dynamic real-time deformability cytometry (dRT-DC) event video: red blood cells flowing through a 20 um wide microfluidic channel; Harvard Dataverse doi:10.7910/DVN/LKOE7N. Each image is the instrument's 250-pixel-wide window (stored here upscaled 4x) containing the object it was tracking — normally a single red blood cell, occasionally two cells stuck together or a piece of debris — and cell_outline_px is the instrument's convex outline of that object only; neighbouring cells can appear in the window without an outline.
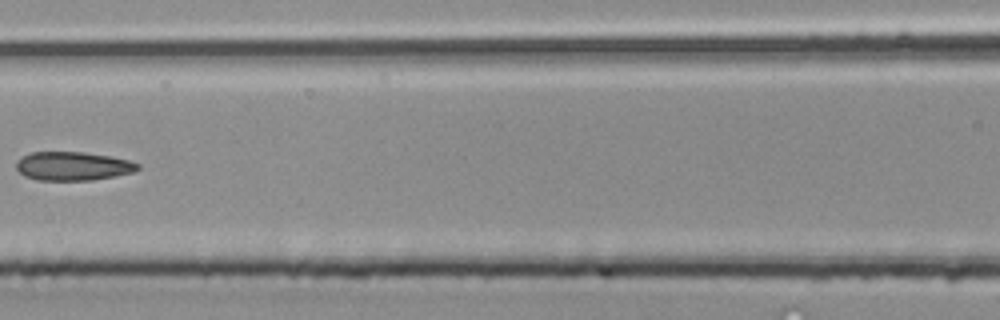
{"species": "common noctule bat (a hibernating species)", "species_latin": "Nyctalus noctula", "temperature_condition": "room temperature", "stored_images_in_passage": 6, "camera_frame_rate_fps": 3000, "um_per_image_px": 0.085, "animal": {"sex": "male", "body_mass_g": 20.4}, "frame": {"image": 1, "passage_image": 6, "time_ms": 1.667, "image_size_px": [1000, 320], "cell_outline_px": [[140, 168], [132, 172], [92, 180], [36, 180], [24, 176], [16, 168], [16, 160], [20, 156], [32, 152], [84, 152], [108, 156], [128, 160], [140, 164]], "centroid_in_image_um": [6.14, 14.11], "position_along_channel_um": 160.5, "area_um2": 20.29}}